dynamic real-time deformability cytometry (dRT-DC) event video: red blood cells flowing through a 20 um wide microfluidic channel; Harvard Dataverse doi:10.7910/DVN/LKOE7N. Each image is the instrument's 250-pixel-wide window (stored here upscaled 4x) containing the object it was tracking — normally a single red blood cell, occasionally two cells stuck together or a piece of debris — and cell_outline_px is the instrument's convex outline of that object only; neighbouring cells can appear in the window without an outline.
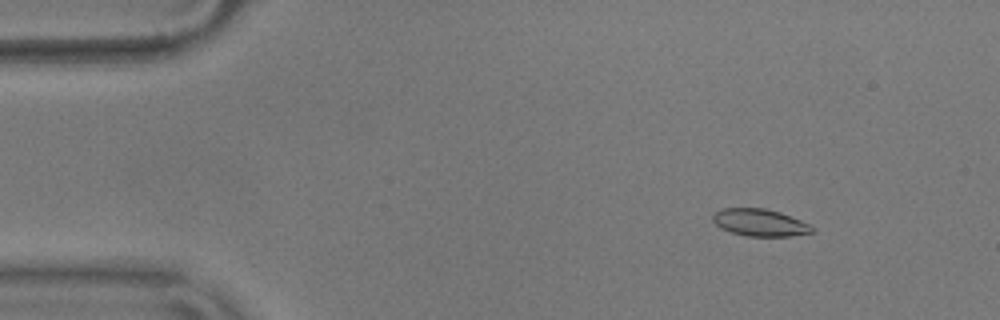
{"species": "common noctule bat (a hibernating species)", "species_latin": "Nyctalus noctula", "temperature_condition": "warm", "stored_images_in_passage": 57, "segment_of_instrument_passage": [1, 2], "camera_frame_rate_fps": 3000, "um_per_image_px": 0.085, "animal": {"sex": "male", "body_mass_g": 17.9}, "frame": {"image": 1, "passage_image": 7, "time_ms": 2.0, "image_size_px": [1000, 320], "cell_outline_px": [[816, 232], [788, 236], [748, 236], [732, 232], [720, 228], [712, 220], [712, 216], [720, 208], [764, 208], [780, 212], [800, 220], [808, 224]], "centroid_in_image_um": [64.57, 18.91], "position_along_channel_um": 20.4, "area_um2": 15.61}}
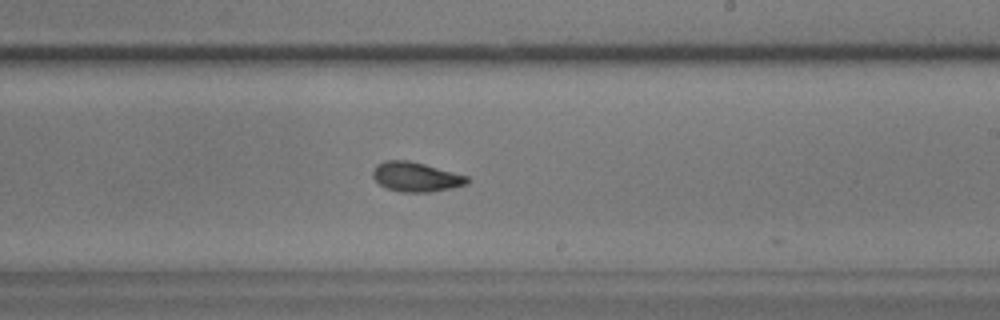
{"frame": {"image": 2, "passage_image": 33, "time_ms": 10.667, "image_size_px": [1000, 320], "cell_outline_px": [[472, 180], [468, 184], [452, 188], [432, 192], [400, 192], [388, 188], [380, 184], [372, 176], [372, 172], [376, 164], [384, 160], [408, 160], [424, 164], [468, 176]], "centroid_in_image_um": [35.38, 15.03], "position_along_channel_um": 253.6, "area_um2": 16.36}}
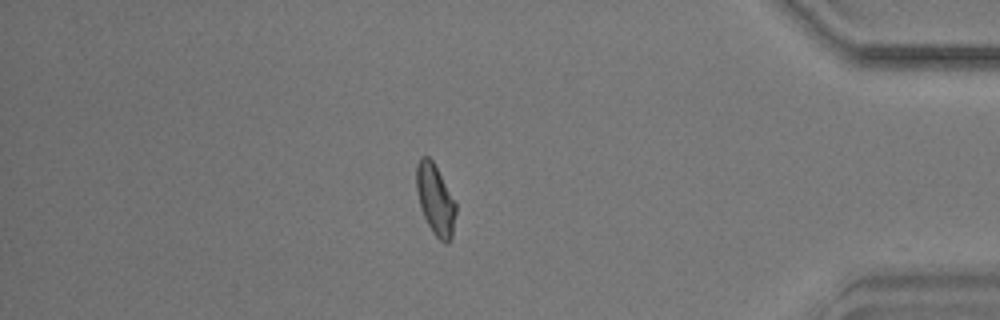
{"frame": {"image": 3, "passage_image": 48, "time_ms": 15.667, "image_size_px": [1000, 320], "cell_outline_px": [[456, 212], [452, 236], [448, 244], [444, 244], [432, 232], [424, 216], [420, 204], [416, 188], [416, 164], [420, 156], [428, 156], [432, 160], [456, 204]], "centroid_in_image_um": [36.99, 16.98], "position_along_channel_um": 398.2, "area_um2": 16.01}}